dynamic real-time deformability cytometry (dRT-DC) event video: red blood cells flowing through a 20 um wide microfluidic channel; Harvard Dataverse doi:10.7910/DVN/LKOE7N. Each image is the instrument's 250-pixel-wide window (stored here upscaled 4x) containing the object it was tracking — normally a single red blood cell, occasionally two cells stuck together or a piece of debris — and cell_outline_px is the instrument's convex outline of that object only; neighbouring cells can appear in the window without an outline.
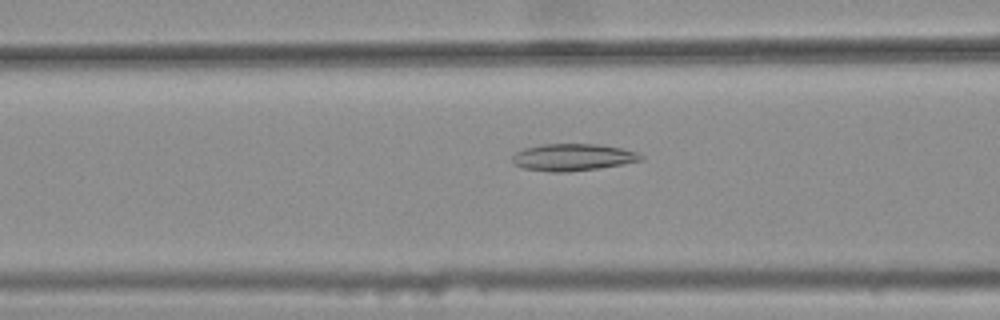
{"species": "common noctule bat (a hibernating species)", "species_latin": "Nyctalus noctula", "temperature_condition": "warm", "stored_images_in_passage": 36, "camera_frame_rate_fps": 3000, "um_per_image_px": 0.085, "animal": {"sex": "female", "body_mass_g": 25.1}, "frame": {"image": 1, "passage_image": 9, "time_ms": 2.667, "image_size_px": [1000, 320], "cell_outline_px": [[644, 156], [640, 160], [620, 164], [596, 168], [568, 172], [552, 172], [524, 168], [512, 164], [512, 156], [516, 152], [524, 148], [540, 144], [600, 144], [620, 148], [636, 152]], "centroid_in_image_um": [48.62, 13.36], "position_along_channel_um": 118.0, "area_um2": 20.06}}
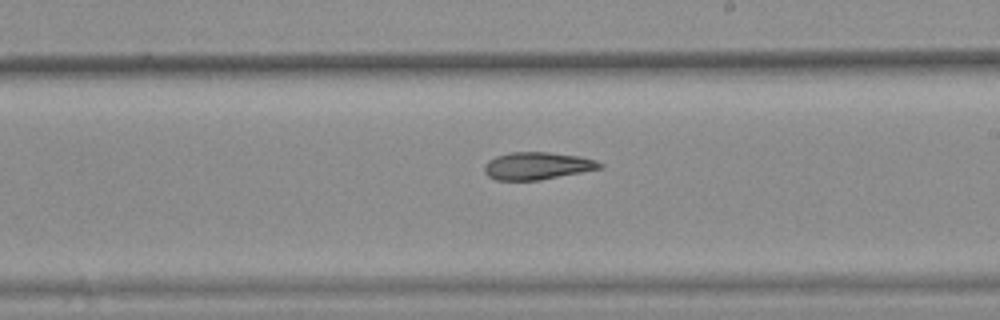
{"frame": {"image": 2, "passage_image": 19, "time_ms": 6.0, "image_size_px": [1000, 320], "cell_outline_px": [[604, 168], [540, 180], [496, 180], [488, 176], [484, 172], [484, 164], [488, 160], [496, 156], [508, 152], [548, 152], [580, 156], [596, 160], [604, 164]], "centroid_in_image_um": [45.68, 14.09], "position_along_channel_um": 243.3, "area_um2": 18.67}}
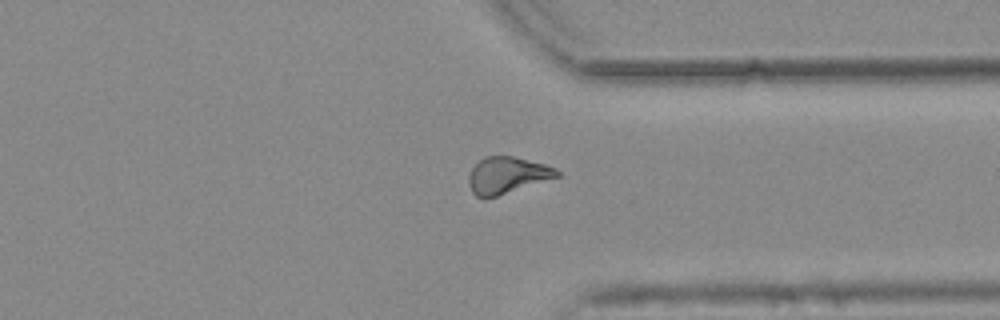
{"frame": {"image": 3, "passage_image": 29, "time_ms": 9.333, "image_size_px": [1000, 320], "cell_outline_px": [[560, 176], [484, 200], [476, 196], [472, 192], [468, 184], [468, 176], [472, 168], [484, 156], [512, 156], [544, 164], [556, 168], [560, 172]], "centroid_in_image_um": [43.07, 14.91], "position_along_channel_um": 368.3, "area_um2": 18.84}, "authors_computed_cell_mechanics": {"area_um2": 18.785, "velocity_mm_per_s": 3.7668, "shape_relaxation_time_tau1_ms": null, "shape_relaxation_time_tau2_ms": 8.5033, "deformation_change_tau1": null, "deformation_change_tau2": 0.18}}